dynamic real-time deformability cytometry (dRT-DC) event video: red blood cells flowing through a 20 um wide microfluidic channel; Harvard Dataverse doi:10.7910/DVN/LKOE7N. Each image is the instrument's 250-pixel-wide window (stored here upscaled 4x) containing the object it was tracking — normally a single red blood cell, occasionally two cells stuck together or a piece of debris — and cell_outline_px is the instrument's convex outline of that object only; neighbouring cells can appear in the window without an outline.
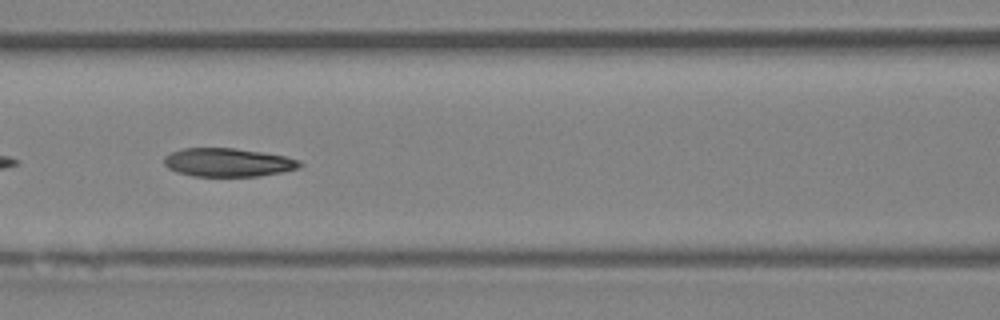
{"species": "Egyptian fruit bat (a non-hibernating species)", "species_latin": "Rousettus aegyptiacus", "temperature_condition": "room temperature", "stored_images_in_passage": 36, "camera_frame_rate_fps": 3000, "um_per_image_px": 0.085, "animal": {"sex": "female"}, "frame": {"image": 1, "passage_image": 21, "time_ms": 6.667, "image_size_px": [1000, 320], "cell_outline_px": [[304, 164], [300, 168], [260, 176], [192, 176], [176, 172], [168, 168], [164, 164], [164, 156], [172, 152], [184, 148], [236, 148], [284, 156], [300, 160]], "centroid_in_image_um": [19.38, 13.81], "position_along_channel_um": 147.2, "area_um2": 22.54}}